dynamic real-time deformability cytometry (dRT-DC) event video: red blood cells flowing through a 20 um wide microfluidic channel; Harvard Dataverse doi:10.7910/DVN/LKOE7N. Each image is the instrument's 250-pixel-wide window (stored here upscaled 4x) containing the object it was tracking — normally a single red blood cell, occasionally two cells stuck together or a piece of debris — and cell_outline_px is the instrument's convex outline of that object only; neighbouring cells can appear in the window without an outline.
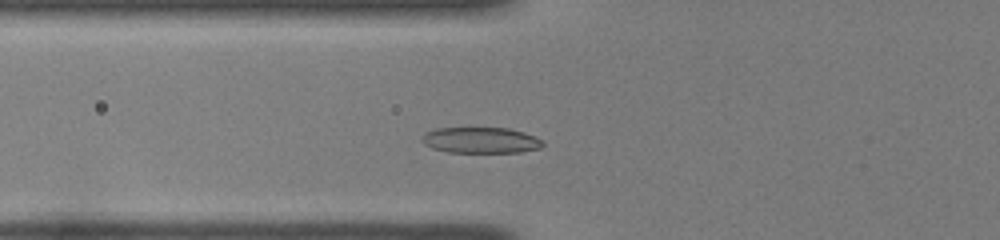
{"species": "common noctule bat (a hibernating species)", "species_latin": "Nyctalus noctula", "temperature_condition": "room temperature", "stored_images_in_passage": 39, "camera_frame_rate_fps": 3000, "um_per_image_px": 0.085, "animal": {"sex": "female", "body_mass_g": 22.0, "forearm_length_mm": 56.7}, "frame": {"image": 1, "passage_image": 8, "time_ms": 2.333, "image_size_px": [1000, 240], "cell_outline_px": [[544, 144], [540, 148], [520, 152], [448, 152], [432, 148], [424, 144], [420, 140], [420, 136], [424, 132], [436, 128], [508, 128], [524, 132], [536, 136], [544, 140]], "centroid_in_image_um": [40.85, 11.91], "position_along_channel_um": 85.0, "area_um2": 18.5}}
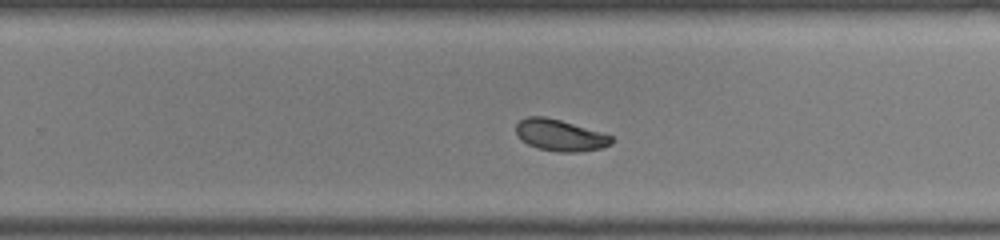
{"frame": {"image": 2, "passage_image": 23, "time_ms": 7.333, "image_size_px": [1000, 240], "cell_outline_px": [[612, 144], [600, 148], [580, 152], [556, 152], [536, 148], [528, 144], [516, 132], [516, 124], [520, 120], [528, 116], [544, 116], [560, 120], [600, 132], [612, 136]], "centroid_in_image_um": [47.6, 11.5], "position_along_channel_um": 282.2, "area_um2": 17.34}}
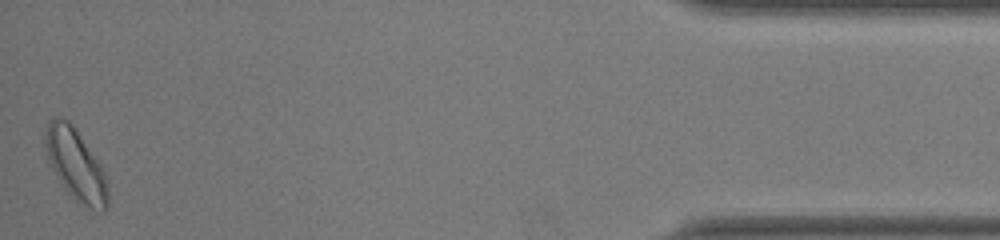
{"frame": {"image": 3, "passage_image": 39, "time_ms": 12.667, "image_size_px": [1000, 240], "cell_outline_px": [[108, 208], [104, 212], [100, 212], [76, 200], [64, 188], [52, 168], [48, 160], [44, 144], [44, 136], [48, 120], [56, 116], [68, 120], [72, 124], [100, 164], [104, 172], [108, 184]], "centroid_in_image_um": [6.43, 13.99], "position_along_channel_um": 428.8, "area_um2": 25.89}, "authors_computed_cell_mechanics": {"area_um2": 18.0336, "velocity_mm_per_s": 3.9585, "shape_relaxation_time_tau1_ms": 2.2375, "shape_relaxation_time_tau2_ms": null, "deformation_change_tau1": 0.1281, "deformation_change_tau2": null}}